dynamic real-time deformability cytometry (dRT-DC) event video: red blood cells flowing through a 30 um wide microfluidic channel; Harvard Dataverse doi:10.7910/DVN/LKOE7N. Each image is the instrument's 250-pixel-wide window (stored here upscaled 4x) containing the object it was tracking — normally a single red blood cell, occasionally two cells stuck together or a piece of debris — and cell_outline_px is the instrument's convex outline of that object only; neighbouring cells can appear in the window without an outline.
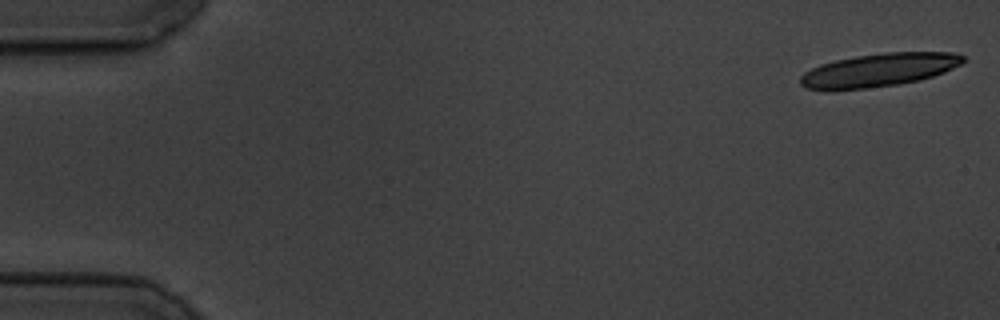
{"species": "common noctule bat (a hibernating species)", "species_latin": "Nyctalus noctula", "temperature_condition": "cold", "stored_images_in_passage": 19, "camera_frame_rate_fps": 3000, "um_per_image_px": 0.085, "animal": {"sex": "male", "body_mass_g": 19.5, "forearm_length_mm": 54.6}, "frame": {"image": 1, "passage_image": 1, "time_ms": 0.0, "image_size_px": [1000, 320], "cell_outline_px": [[964, 60], [960, 64], [944, 72], [920, 80], [896, 84], [832, 92], [828, 92], [804, 88], [800, 84], [800, 76], [804, 72], [820, 64], [836, 60], [856, 56], [884, 52], [956, 52], [964, 56]], "centroid_in_image_um": [74.63, 5.97], "position_along_channel_um": 10.4, "area_um2": 31.85}}